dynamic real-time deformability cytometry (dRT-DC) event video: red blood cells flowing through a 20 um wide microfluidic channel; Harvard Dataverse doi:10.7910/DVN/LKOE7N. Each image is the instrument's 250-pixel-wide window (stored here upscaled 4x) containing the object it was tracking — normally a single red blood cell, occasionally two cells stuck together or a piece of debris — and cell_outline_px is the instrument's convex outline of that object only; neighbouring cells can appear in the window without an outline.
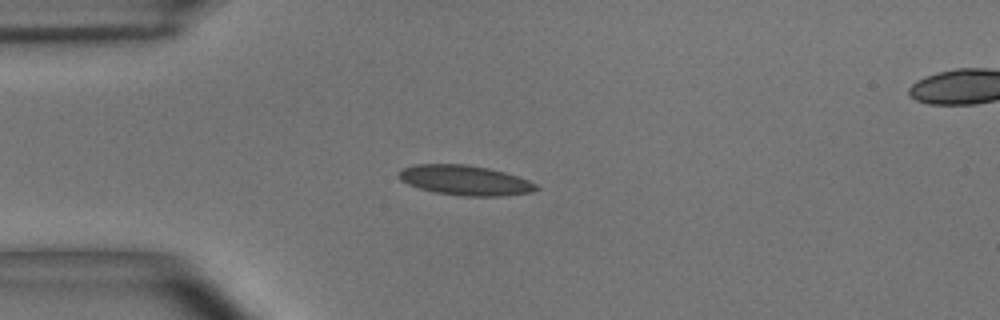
{"species": "common noctule bat (a hibernating species)", "species_latin": "Nyctalus noctula", "temperature_condition": "room temperature", "stored_images_in_passage": 41, "camera_frame_rate_fps": 3000, "um_per_image_px": 0.085, "animal": {"sex": "male", "body_mass_g": 15.6}, "frame": {"image": 1, "passage_image": 1, "time_ms": 0.0, "image_size_px": [1000, 320], "cell_outline_px": [[540, 188], [532, 192], [504, 196], [464, 196], [436, 192], [420, 188], [408, 184], [400, 180], [396, 176], [404, 168], [416, 164], [468, 164], [488, 168], [504, 172], [528, 180], [536, 184]], "centroid_in_image_um": [39.54, 15.32], "position_along_channel_um": 45.5, "area_um2": 23.87}}
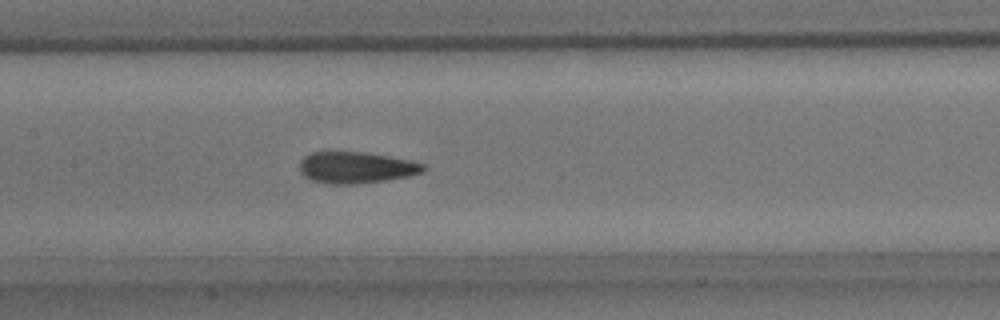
{"frame": {"image": 2, "passage_image": 13, "time_ms": 4.0, "image_size_px": [1000, 320], "cell_outline_px": [[428, 168], [424, 172], [408, 176], [384, 180], [356, 184], [328, 184], [312, 180], [304, 176], [300, 172], [300, 160], [304, 156], [312, 152], [364, 152], [412, 160], [428, 164]], "centroid_in_image_um": [30.31, 14.24], "position_along_channel_um": 177.1, "area_um2": 22.89}}
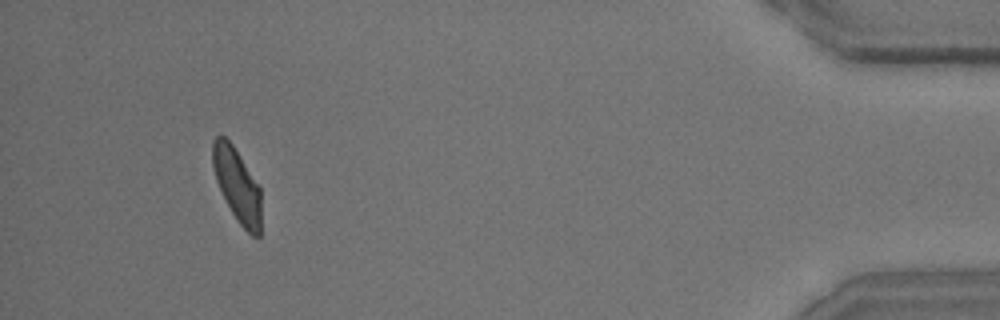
{"frame": {"image": 3, "passage_image": 38, "time_ms": 12.333, "image_size_px": [1000, 320], "cell_outline_px": [[260, 236], [252, 236], [236, 220], [216, 180], [212, 164], [212, 140], [216, 136], [224, 136], [232, 144], [260, 184]], "centroid_in_image_um": [20.16, 15.7], "position_along_channel_um": 415.0, "area_um2": 20.75}, "authors_computed_cell_mechanics": {"area_um2": 22.4264, "velocity_mm_per_s": 3.6639, "shape_relaxation_time_tau1_ms": 5.9705, "shape_relaxation_time_tau2_ms": 1.6794, "deformation_change_tau1": 0.1612, "deformation_change_tau2": 0.0687}}